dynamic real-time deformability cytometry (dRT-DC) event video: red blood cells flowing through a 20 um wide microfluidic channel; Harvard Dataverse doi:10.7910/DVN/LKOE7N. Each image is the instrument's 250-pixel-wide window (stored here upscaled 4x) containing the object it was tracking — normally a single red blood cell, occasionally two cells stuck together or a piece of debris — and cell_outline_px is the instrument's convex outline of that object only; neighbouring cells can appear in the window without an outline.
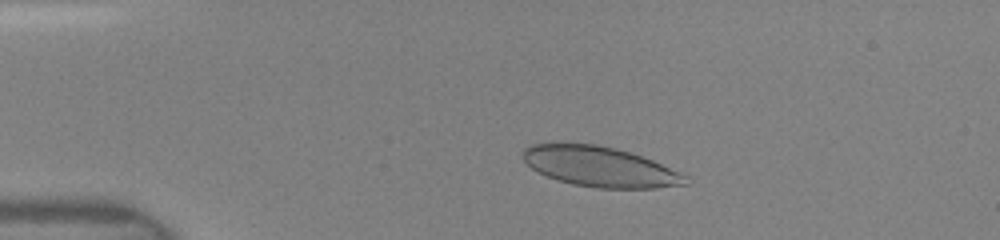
{"species": "human", "species_latin": "Homo sapiens", "temperature_condition": "room temperature", "stored_images_in_passage": 35, "camera_frame_rate_fps": 3000, "um_per_image_px": 0.085, "donor": {"sex": "female"}, "frame": {"image": 1, "passage_image": 7, "time_ms": 2.333, "image_size_px": [1000, 240], "cell_outline_px": [[692, 184], [656, 188], [600, 188], [572, 184], [556, 180], [532, 168], [524, 160], [524, 148], [532, 144], [552, 140], [564, 140], [596, 144], [616, 148], [652, 160], [688, 176]], "centroid_in_image_um": [50.96, 14.13], "position_along_channel_um": 34.0, "area_um2": 38.78}}
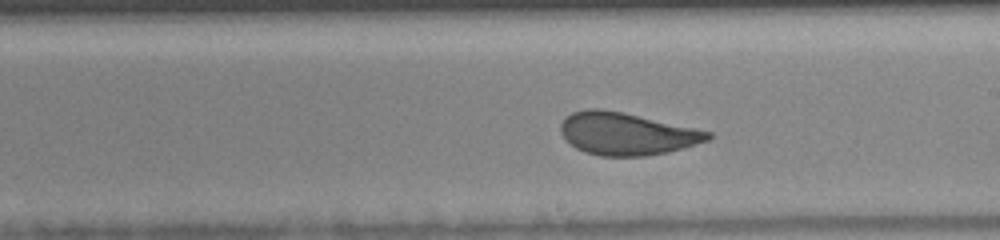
{"frame": {"image": 2, "passage_image": 23, "time_ms": 8.333, "image_size_px": [1000, 240], "cell_outline_px": [[712, 136], [708, 140], [668, 152], [644, 156], [600, 156], [584, 152], [576, 148], [564, 140], [560, 132], [560, 124], [572, 112], [588, 108], [600, 108], [620, 112], [712, 132]], "centroid_in_image_um": [53.2, 11.38], "position_along_channel_um": 235.8, "area_um2": 36.07}}
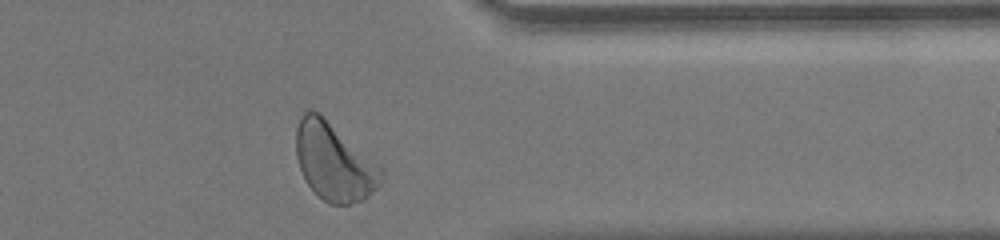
{"frame": {"image": 3, "passage_image": 34, "time_ms": 12.0, "image_size_px": [1000, 240], "cell_outline_px": [[384, 180], [364, 200], [348, 204], [328, 204], [304, 180], [296, 156], [296, 128], [300, 116], [304, 112], [320, 112], [380, 164], [384, 168]], "centroid_in_image_um": [28.44, 13.75], "position_along_channel_um": 383.0, "area_um2": 38.9}}